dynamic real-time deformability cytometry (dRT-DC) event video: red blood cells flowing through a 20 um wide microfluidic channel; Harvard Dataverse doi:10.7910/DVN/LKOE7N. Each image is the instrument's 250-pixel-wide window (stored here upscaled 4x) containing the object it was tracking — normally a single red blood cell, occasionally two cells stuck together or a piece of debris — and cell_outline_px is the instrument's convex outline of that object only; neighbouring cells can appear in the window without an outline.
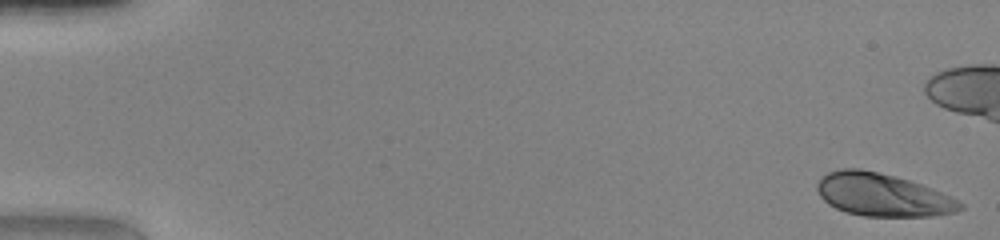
{"species": "human", "species_latin": "Homo sapiens", "temperature_condition": "warm", "stored_images_in_passage": 41, "camera_frame_rate_fps": 3000, "um_per_image_px": 0.085, "donor": {"sex": "female"}, "frame": {"image": 1, "passage_image": 1, "time_ms": 0.0, "image_size_px": [1000, 240], "cell_outline_px": [[964, 208], [956, 212], [932, 216], [864, 216], [844, 212], [828, 204], [820, 196], [816, 188], [816, 184], [820, 176], [828, 172], [840, 168], [860, 168], [896, 176], [932, 188], [964, 204]], "centroid_in_image_um": [74.96, 16.56], "position_along_channel_um": 10.0, "area_um2": 35.78}}
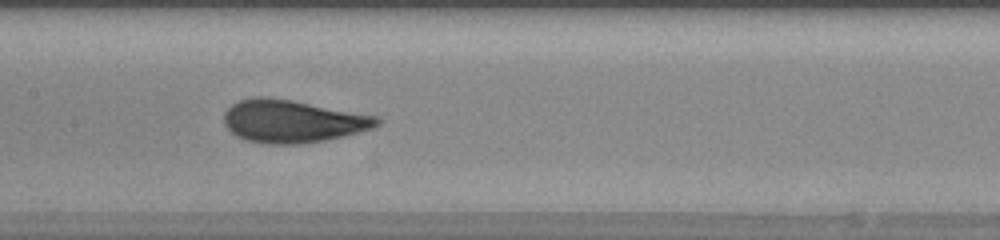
{"frame": {"image": 2, "passage_image": 25, "time_ms": 8.0, "image_size_px": [1000, 240], "cell_outline_px": [[380, 124], [372, 128], [344, 136], [304, 144], [264, 144], [244, 140], [236, 136], [224, 124], [224, 112], [232, 104], [240, 100], [252, 96], [268, 96], [292, 100], [376, 116], [380, 120]], "centroid_in_image_um": [24.82, 10.3], "position_along_channel_um": 182.6, "area_um2": 38.15}}
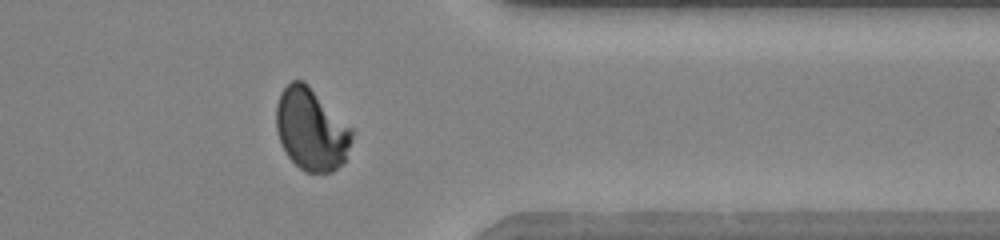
{"frame": {"image": 3, "passage_image": 40, "time_ms": 13.0, "image_size_px": [1000, 240], "cell_outline_px": [[356, 132], [344, 160], [332, 172], [304, 172], [288, 156], [276, 132], [276, 104], [280, 92], [292, 80], [304, 80]], "centroid_in_image_um": [26.46, 10.98], "position_along_channel_um": 384.9, "area_um2": 36.24}}